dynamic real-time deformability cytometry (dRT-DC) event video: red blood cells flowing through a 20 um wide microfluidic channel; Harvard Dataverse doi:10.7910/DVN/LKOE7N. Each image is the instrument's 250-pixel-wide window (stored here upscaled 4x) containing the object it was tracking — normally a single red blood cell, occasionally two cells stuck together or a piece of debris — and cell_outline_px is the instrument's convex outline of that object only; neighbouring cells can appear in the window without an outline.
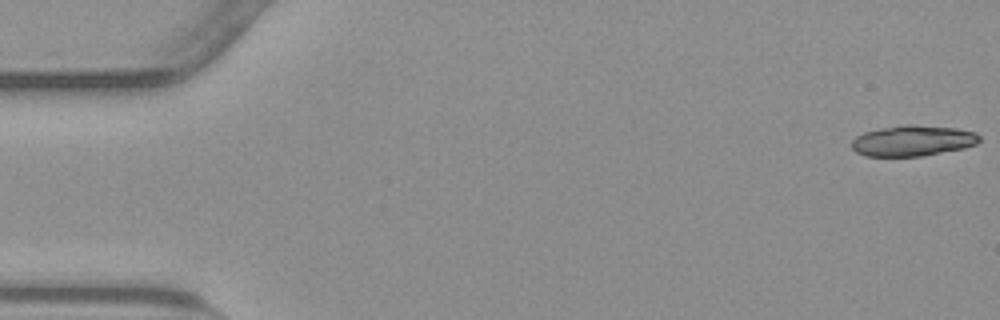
{"species": "common noctule bat (a hibernating species)", "species_latin": "Nyctalus noctula", "temperature_condition": "warm", "stored_images_in_passage": 19, "camera_frame_rate_fps": 3000, "um_per_image_px": 0.085, "animal": {"sex": "male", "body_mass_g": 23.1, "forearm_length_mm": 52.7}, "frame": {"image": 1, "passage_image": 1, "time_ms": 0.0, "image_size_px": [1000, 320], "cell_outline_px": [[980, 140], [976, 144], [964, 148], [924, 156], [864, 156], [856, 152], [852, 148], [852, 140], [856, 136], [864, 132], [880, 128], [904, 124], [912, 124], [956, 128], [976, 132], [980, 136]], "centroid_in_image_um": [77.58, 11.96], "position_along_channel_um": 7.4, "area_um2": 23.06}}
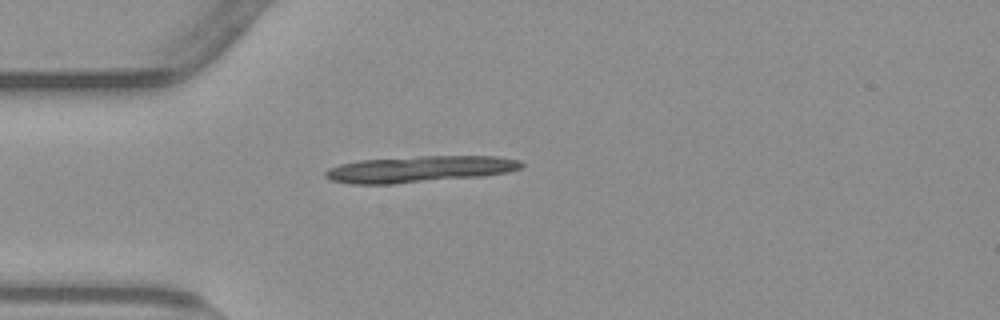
{"frame": {"image": 2, "passage_image": 15, "time_ms": 4.667, "image_size_px": [1000, 320], "cell_outline_px": [[524, 164], [520, 168], [508, 172], [484, 176], [396, 184], [352, 184], [332, 180], [324, 176], [324, 172], [328, 168], [340, 164], [356, 160], [420, 156], [496, 156], [520, 160]], "centroid_in_image_um": [35.65, 14.38], "position_along_channel_um": 49.4, "area_um2": 30.4}}